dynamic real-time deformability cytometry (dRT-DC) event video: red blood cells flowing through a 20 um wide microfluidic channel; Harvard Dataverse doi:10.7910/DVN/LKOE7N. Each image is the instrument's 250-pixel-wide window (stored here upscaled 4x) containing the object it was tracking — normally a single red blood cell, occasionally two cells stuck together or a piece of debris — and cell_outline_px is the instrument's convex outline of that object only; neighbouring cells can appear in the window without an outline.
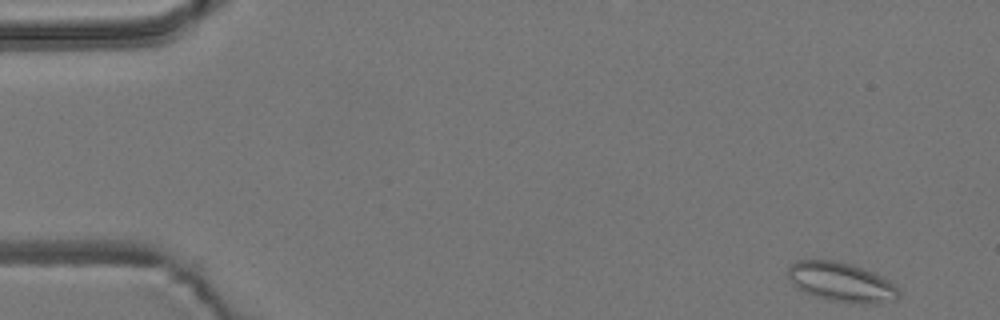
{"species": "common noctule bat (a hibernating species)", "species_latin": "Nyctalus noctula", "temperature_condition": "room temperature", "stored_images_in_passage": 53, "camera_frame_rate_fps": 3000, "um_per_image_px": 0.085, "animal": {"sex": "male", "body_mass_g": 19.2, "forearm_length_mm": 51.8}, "frame": {"image": 1, "passage_image": 1, "time_ms": 0.0, "image_size_px": [1000, 320], "cell_outline_px": [[900, 296], [896, 300], [880, 304], [848, 304], [828, 300], [812, 296], [796, 288], [792, 284], [788, 276], [788, 264], [796, 260], [836, 260], [852, 264], [872, 272], [888, 280], [900, 292]], "centroid_in_image_um": [71.48, 24.0], "position_along_channel_um": 13.5, "area_um2": 26.01}}
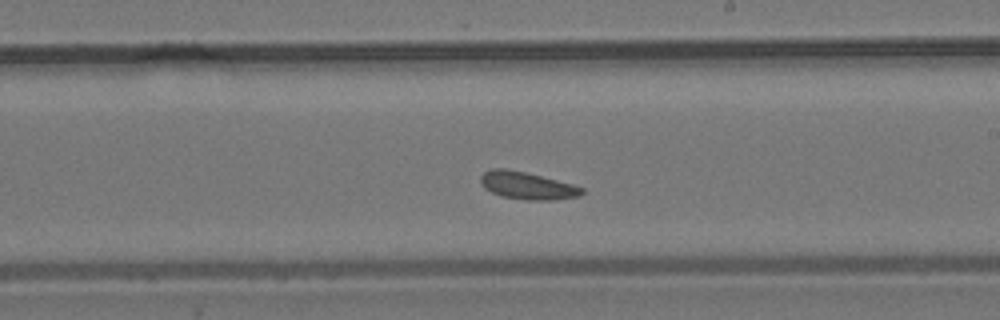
{"frame": {"image": 2, "passage_image": 30, "time_ms": 9.667, "image_size_px": [1000, 320], "cell_outline_px": [[584, 192], [580, 196], [552, 200], [528, 200], [500, 196], [484, 188], [480, 184], [480, 176], [484, 172], [492, 168], [504, 168], [524, 172], [572, 184], [584, 188]], "centroid_in_image_um": [44.78, 15.78], "position_along_channel_um": 244.2, "area_um2": 16.13}}
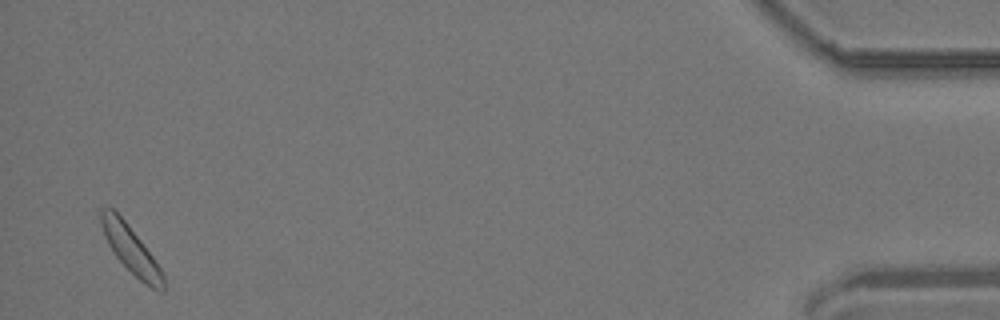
{"frame": {"image": 3, "passage_image": 52, "time_ms": 17.0, "image_size_px": [1000, 320], "cell_outline_px": [[164, 292], [160, 292], [144, 284], [116, 256], [108, 244], [104, 236], [100, 220], [100, 208], [112, 208], [124, 220], [140, 240], [152, 256], [160, 268], [164, 276]], "centroid_in_image_um": [11.12, 21.22], "position_along_channel_um": 424.1, "area_um2": 16.65}}